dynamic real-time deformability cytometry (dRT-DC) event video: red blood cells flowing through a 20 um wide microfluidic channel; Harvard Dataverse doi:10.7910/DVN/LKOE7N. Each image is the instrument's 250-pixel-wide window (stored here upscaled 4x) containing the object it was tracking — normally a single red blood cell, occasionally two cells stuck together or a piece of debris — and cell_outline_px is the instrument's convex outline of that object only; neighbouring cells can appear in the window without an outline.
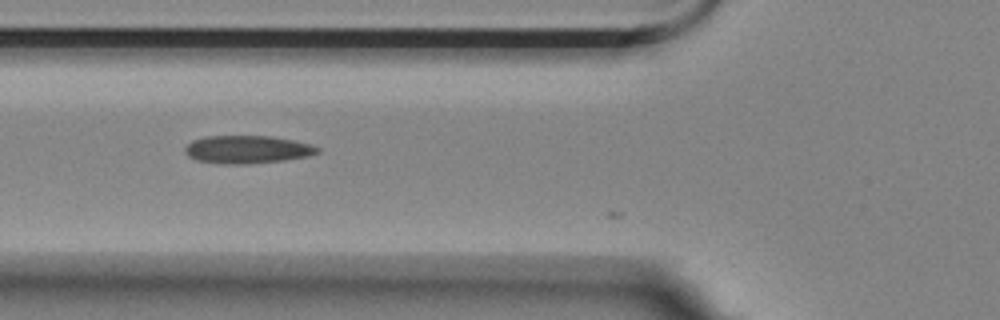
{"species": "Egyptian fruit bat (a non-hibernating species)", "species_latin": "Rousettus aegyptiacus", "temperature_condition": "room temperature", "stored_images_in_passage": 5, "camera_frame_rate_fps": 3000, "um_per_image_px": 0.085, "animal": {"sex": "female"}, "frame": {"image": 1, "passage_image": 4, "time_ms": 1.0, "image_size_px": [1000, 320], "cell_outline_px": [[320, 152], [308, 156], [284, 160], [248, 164], [224, 164], [196, 160], [188, 156], [184, 152], [184, 148], [192, 140], [204, 136], [272, 136], [312, 144], [320, 148]], "centroid_in_image_um": [21.01, 12.7], "position_along_channel_um": 104.8, "area_um2": 21.68}}